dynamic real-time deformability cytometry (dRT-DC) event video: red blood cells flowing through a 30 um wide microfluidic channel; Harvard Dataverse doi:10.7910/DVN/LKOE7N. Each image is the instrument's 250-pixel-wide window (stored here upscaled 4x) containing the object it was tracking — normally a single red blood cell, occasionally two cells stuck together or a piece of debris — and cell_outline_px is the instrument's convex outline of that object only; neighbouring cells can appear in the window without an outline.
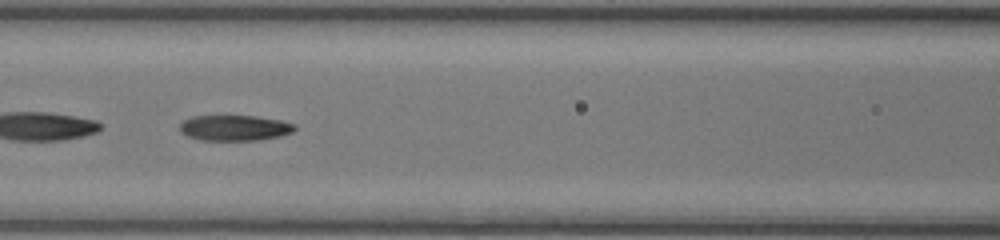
{"species": "common noctule bat (a hibernating species)", "species_latin": "Nyctalus noctula", "temperature_condition": "room temperature", "stored_images_in_passage": 36, "camera_frame_rate_fps": 3000, "um_per_image_px": 0.085, "animal": {"sex": "female", "body_mass_g": 17.0, "forearm_length_mm": 48.0}, "frame": {"image": 1, "passage_image": 8, "time_ms": 2.333, "image_size_px": [1000, 240], "cell_outline_px": [[296, 128], [292, 132], [280, 136], [260, 140], [200, 140], [188, 136], [180, 132], [180, 124], [184, 120], [192, 116], [256, 116], [280, 120], [296, 124]], "centroid_in_image_um": [19.95, 10.87], "position_along_channel_um": 146.6, "area_um2": 17.17}}
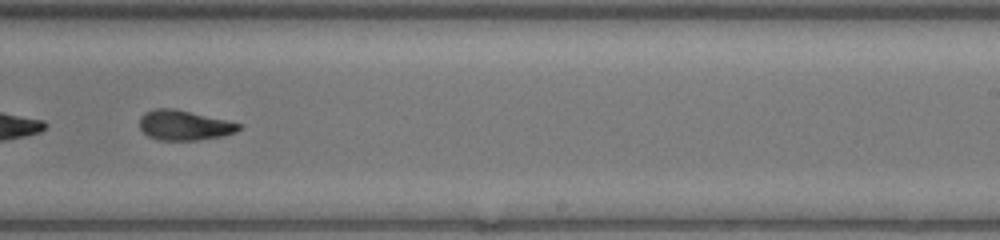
{"frame": {"image": 2, "passage_image": 17, "time_ms": 5.333, "image_size_px": [1000, 240], "cell_outline_px": [[240, 128], [236, 132], [224, 136], [200, 140], [160, 140], [148, 136], [140, 128], [140, 116], [144, 112], [156, 108], [172, 108], [224, 120], [240, 124]], "centroid_in_image_um": [15.62, 10.66], "position_along_channel_um": 273.4, "area_um2": 17.11}}
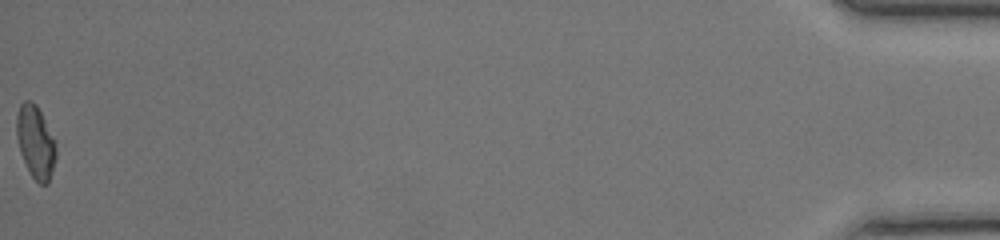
{"frame": {"image": 3, "passage_image": 36, "time_ms": 11.667, "image_size_px": [1000, 240], "cell_outline_px": [[56, 156], [52, 172], [48, 184], [40, 184], [32, 176], [20, 152], [16, 136], [16, 116], [20, 104], [24, 100], [32, 100], [36, 104], [56, 140]], "centroid_in_image_um": [3.03, 12.04], "position_along_channel_um": 432.2, "area_um2": 16.82}, "authors_computed_cell_mechanics": {"area_um2": 17.3689, "velocity_mm_per_s": 4.2333, "shape_relaxation_time_tau1_ms": 6.4853, "shape_relaxation_time_tau2_ms": 3.1365, "deformation_change_tau1": 0.226, "deformation_change_tau2": 0.1027}}